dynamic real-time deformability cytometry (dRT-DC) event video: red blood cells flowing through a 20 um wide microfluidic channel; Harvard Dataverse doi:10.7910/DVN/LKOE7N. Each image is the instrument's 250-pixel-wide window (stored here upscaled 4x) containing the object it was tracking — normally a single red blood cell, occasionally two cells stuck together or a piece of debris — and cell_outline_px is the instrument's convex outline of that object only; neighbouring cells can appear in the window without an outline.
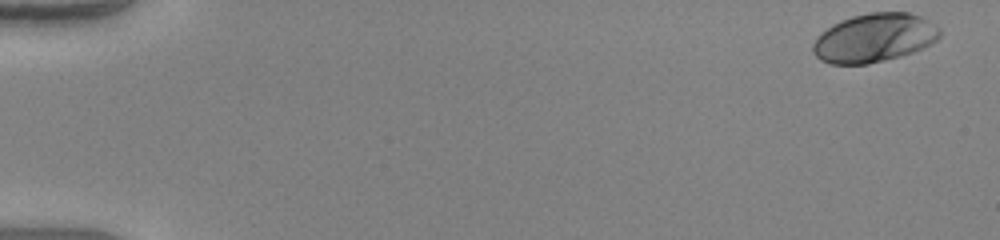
{"species": "human", "species_latin": "Homo sapiens", "temperature_condition": "warm", "stored_images_in_passage": 50, "camera_frame_rate_fps": 3000, "um_per_image_px": 0.085, "donor": {"sex": "female"}, "frame": {"image": 1, "passage_image": 1, "time_ms": 0.0, "image_size_px": [1000, 240], "cell_outline_px": [[940, 36], [936, 40], [924, 48], [900, 56], [868, 64], [832, 64], [820, 60], [812, 52], [812, 44], [816, 36], [820, 32], [832, 24], [840, 20], [852, 16], [868, 12], [908, 12], [920, 16], [936, 24], [940, 28]], "centroid_in_image_um": [74.29, 3.21], "position_along_channel_um": 10.7, "area_um2": 36.3}}
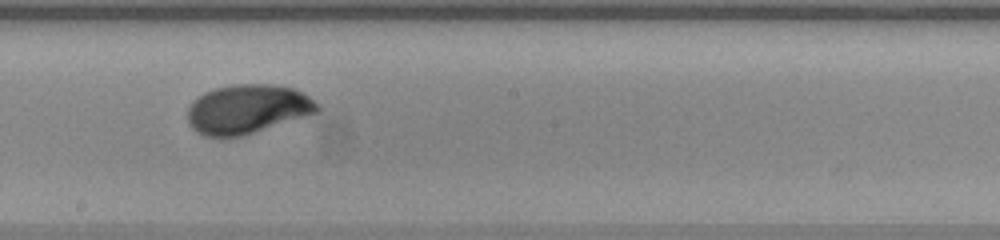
{"frame": {"image": 2, "passage_image": 29, "time_ms": 9.333, "image_size_px": [1000, 240], "cell_outline_px": [[320, 112], [244, 136], [204, 136], [196, 132], [188, 124], [188, 108], [192, 100], [204, 92], [216, 88], [232, 84], [272, 84], [292, 88], [308, 96], [320, 108]], "centroid_in_image_um": [21.01, 9.28], "position_along_channel_um": 227.2, "area_um2": 37.28}}
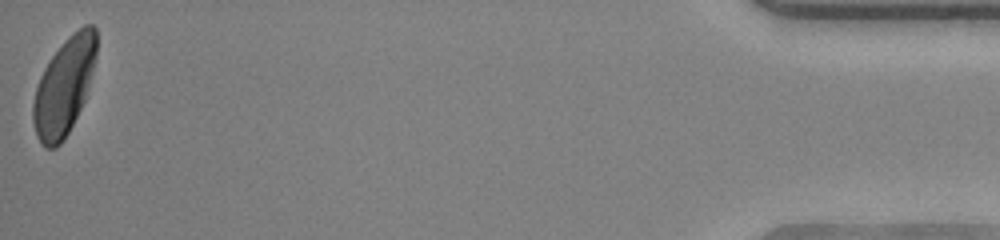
{"frame": {"image": 3, "passage_image": 50, "time_ms": 16.333, "image_size_px": [1000, 240], "cell_outline_px": [[96, 56], [84, 100], [64, 140], [56, 148], [44, 148], [40, 144], [36, 136], [32, 120], [32, 104], [36, 88], [40, 76], [44, 68], [52, 56], [64, 40], [68, 36], [84, 24], [92, 24], [96, 28]], "centroid_in_image_um": [5.42, 7.37], "position_along_channel_um": 429.8, "area_um2": 35.55}, "authors_computed_cell_mechanics": {"area_um2": 35.7782, "velocity_mm_per_s": 4.1144, "shape_relaxation_time_tau1_ms": 2.3995, "shape_relaxation_time_tau2_ms": 0.6776, "deformation_change_tau1": 0.1462, "deformation_change_tau2": 0.0379}}